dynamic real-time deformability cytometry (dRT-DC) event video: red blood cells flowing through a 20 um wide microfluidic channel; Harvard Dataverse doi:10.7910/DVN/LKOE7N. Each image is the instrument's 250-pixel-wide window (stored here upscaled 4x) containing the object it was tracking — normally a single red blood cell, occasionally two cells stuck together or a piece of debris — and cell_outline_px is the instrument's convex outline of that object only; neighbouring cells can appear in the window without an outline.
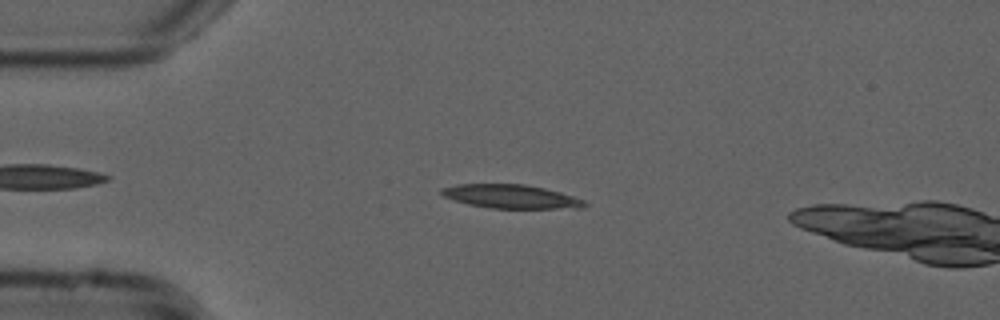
{"species": "common noctule bat (a hibernating species)", "species_latin": "Nyctalus noctula", "temperature_condition": "cold", "stored_images_in_passage": 13, "camera_frame_rate_fps": 3000, "um_per_image_px": 0.085, "animal": {"sex": "male", "forearm_length_mm": 52.5}, "frame": {"image": 1, "passage_image": 10, "time_ms": 3.0, "image_size_px": [1000, 320], "cell_outline_px": [[588, 204], [584, 208], [492, 208], [468, 204], [444, 196], [440, 192], [440, 188], [456, 184], [524, 184], [544, 188], [560, 192], [584, 200]], "centroid_in_image_um": [43.44, 16.7], "position_along_channel_um": 41.6, "area_um2": 19.65}}